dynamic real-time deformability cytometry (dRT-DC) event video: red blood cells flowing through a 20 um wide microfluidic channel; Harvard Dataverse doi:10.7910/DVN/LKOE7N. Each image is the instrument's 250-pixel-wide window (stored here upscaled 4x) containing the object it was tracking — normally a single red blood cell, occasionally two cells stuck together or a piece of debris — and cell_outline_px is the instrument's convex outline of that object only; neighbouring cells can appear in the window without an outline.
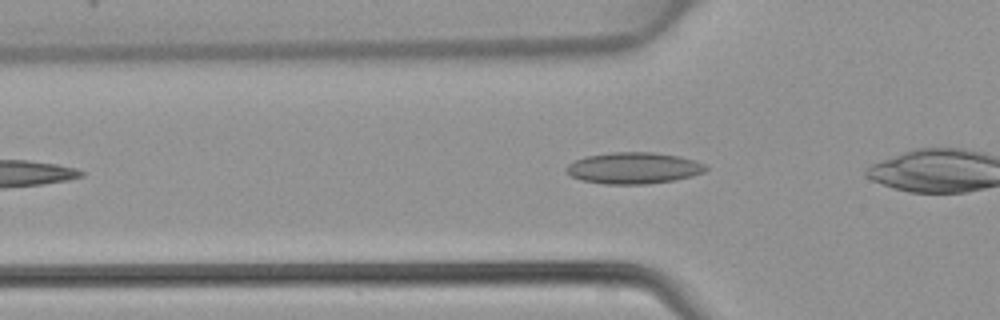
{"species": "common noctule bat (a hibernating species)", "species_latin": "Nyctalus noctula", "temperature_condition": "warm", "stored_images_in_passage": 26, "camera_frame_rate_fps": 3000, "um_per_image_px": 0.085, "animal": {"sex": "female", "body_mass_g": 22.7, "forearm_length_mm": 54.2}, "frame": {"image": 1, "passage_image": 5, "time_ms": 1.333, "image_size_px": [1000, 320], "cell_outline_px": [[708, 168], [704, 172], [692, 176], [676, 180], [648, 184], [604, 184], [580, 180], [572, 176], [564, 168], [568, 164], [584, 156], [608, 152], [652, 152], [680, 156], [696, 160], [704, 164]], "centroid_in_image_um": [53.86, 14.28], "position_along_channel_um": 71.9, "area_um2": 25.78}}
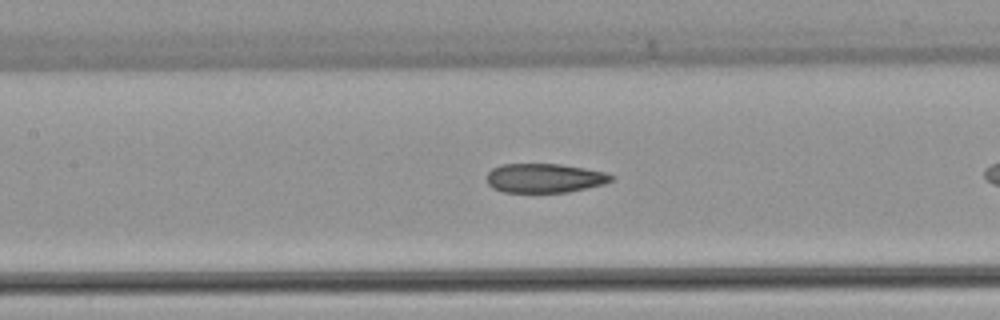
{"frame": {"image": 2, "passage_image": 11, "time_ms": 3.333, "image_size_px": [1000, 320], "cell_outline_px": [[616, 176], [612, 180], [604, 184], [568, 192], [504, 192], [492, 188], [488, 184], [488, 172], [492, 168], [504, 164], [560, 164], [584, 168], [604, 172]], "centroid_in_image_um": [46.3, 15.14], "position_along_channel_um": 161.1, "area_um2": 21.1}}
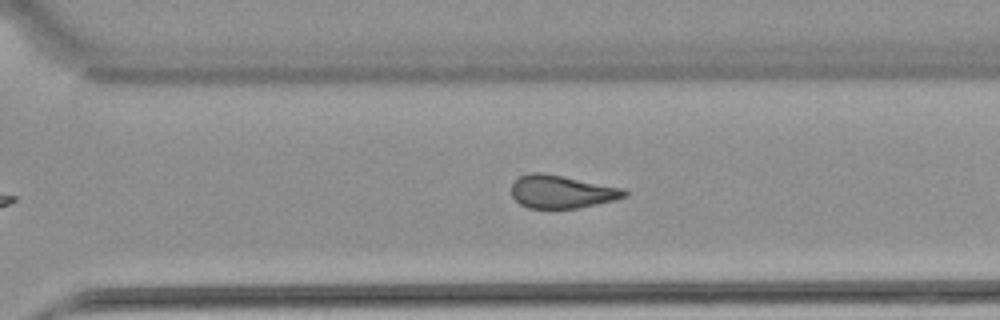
{"frame": {"image": 3, "passage_image": 22, "time_ms": 7.0, "image_size_px": [1000, 320], "cell_outline_px": [[628, 196], [580, 208], [528, 208], [520, 204], [512, 196], [512, 184], [520, 176], [532, 172], [540, 172], [624, 188], [628, 192]], "centroid_in_image_um": [47.74, 16.3], "position_along_channel_um": 322.9, "area_um2": 21.5}}